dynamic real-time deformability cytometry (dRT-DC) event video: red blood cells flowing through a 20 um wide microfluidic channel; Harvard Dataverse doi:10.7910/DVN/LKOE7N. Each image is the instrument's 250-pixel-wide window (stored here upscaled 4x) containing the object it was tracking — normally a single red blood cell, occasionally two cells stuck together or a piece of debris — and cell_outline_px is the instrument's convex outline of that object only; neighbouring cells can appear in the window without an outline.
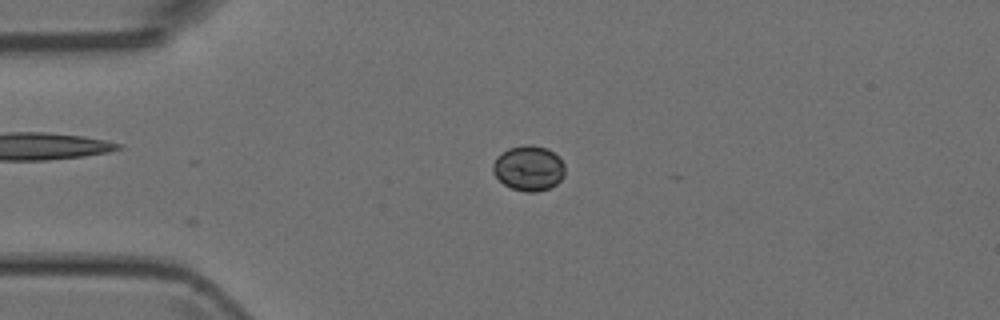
{"species": "Egyptian fruit bat (a non-hibernating species)", "species_latin": "Rousettus aegyptiacus", "temperature_condition": "room temperature", "stored_images_in_passage": 4, "camera_frame_rate_fps": 3000, "um_per_image_px": 0.085, "animal": {"sex": "female"}, "frame": {"image": 1, "passage_image": 2, "time_ms": 0.333, "image_size_px": [1000, 320], "cell_outline_px": [[564, 176], [556, 184], [548, 188], [536, 192], [524, 192], [512, 188], [504, 184], [492, 172], [492, 164], [496, 156], [500, 152], [508, 148], [524, 144], [532, 144], [548, 148], [564, 164]], "centroid_in_image_um": [44.9, 14.28], "position_along_channel_um": 40.1, "area_um2": 19.07}}